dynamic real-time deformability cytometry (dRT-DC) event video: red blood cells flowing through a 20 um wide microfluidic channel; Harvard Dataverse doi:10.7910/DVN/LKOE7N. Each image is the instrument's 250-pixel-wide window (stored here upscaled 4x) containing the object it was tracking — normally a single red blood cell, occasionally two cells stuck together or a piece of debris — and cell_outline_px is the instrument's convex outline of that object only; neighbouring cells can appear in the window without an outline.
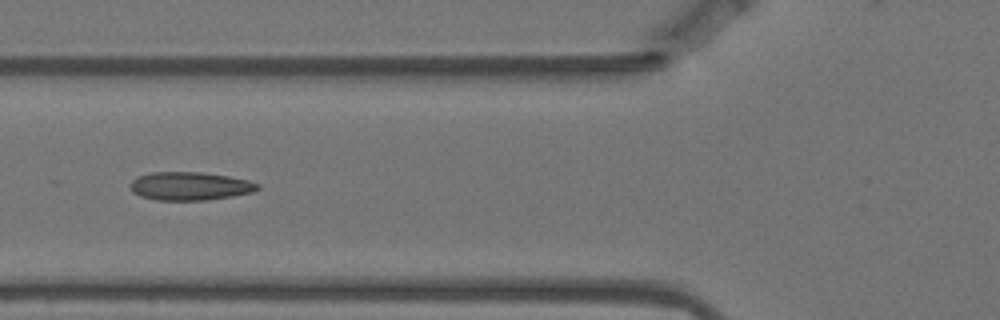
{"species": "Egyptian fruit bat (a non-hibernating species)", "species_latin": "Rousettus aegyptiacus", "temperature_condition": "warm", "stored_images_in_passage": 13, "camera_frame_rate_fps": 3000, "um_per_image_px": 0.085, "animal": {"sex": "female"}, "frame": {"image": 1, "passage_image": 4, "time_ms": 1.0, "image_size_px": [1000, 320], "cell_outline_px": [[260, 188], [252, 192], [232, 196], [208, 200], [156, 200], [140, 196], [132, 192], [128, 184], [136, 176], [152, 172], [204, 172], [228, 176], [248, 180], [260, 184]], "centroid_in_image_um": [16.11, 15.81], "position_along_channel_um": 109.7, "area_um2": 21.21}}
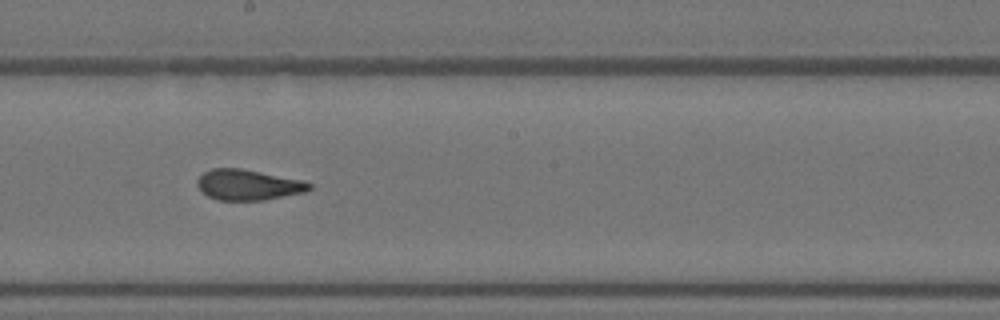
{"frame": {"image": 2, "passage_image": 7, "time_ms": 2.0, "image_size_px": [1000, 320], "cell_outline_px": [[312, 188], [308, 192], [264, 200], [216, 200], [208, 196], [196, 184], [196, 180], [204, 172], [212, 168], [240, 168], [304, 180], [312, 184]], "centroid_in_image_um": [21.13, 15.71], "position_along_channel_um": 227.1, "area_um2": 20.11}}
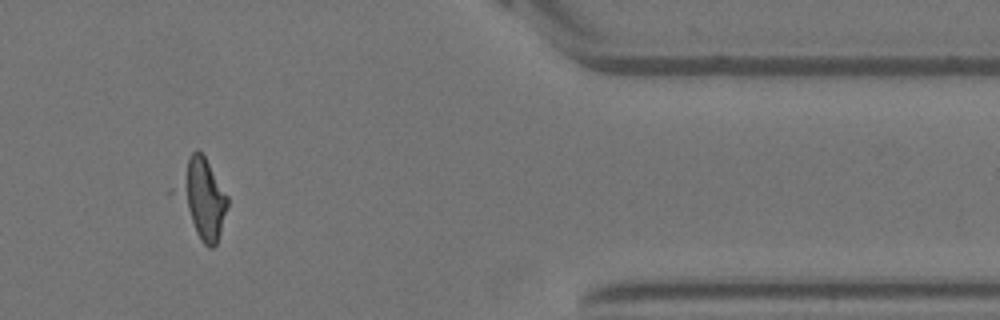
{"frame": {"image": 3, "passage_image": 11, "time_ms": 3.333, "image_size_px": [1000, 320], "cell_outline_px": [[228, 204], [220, 232], [216, 244], [212, 248], [208, 248], [200, 240], [196, 232], [180, 192], [180, 188], [188, 156], [196, 148], [204, 156], [228, 196]], "centroid_in_image_um": [17.32, 16.87], "position_along_channel_um": 394.1, "area_um2": 21.15}}